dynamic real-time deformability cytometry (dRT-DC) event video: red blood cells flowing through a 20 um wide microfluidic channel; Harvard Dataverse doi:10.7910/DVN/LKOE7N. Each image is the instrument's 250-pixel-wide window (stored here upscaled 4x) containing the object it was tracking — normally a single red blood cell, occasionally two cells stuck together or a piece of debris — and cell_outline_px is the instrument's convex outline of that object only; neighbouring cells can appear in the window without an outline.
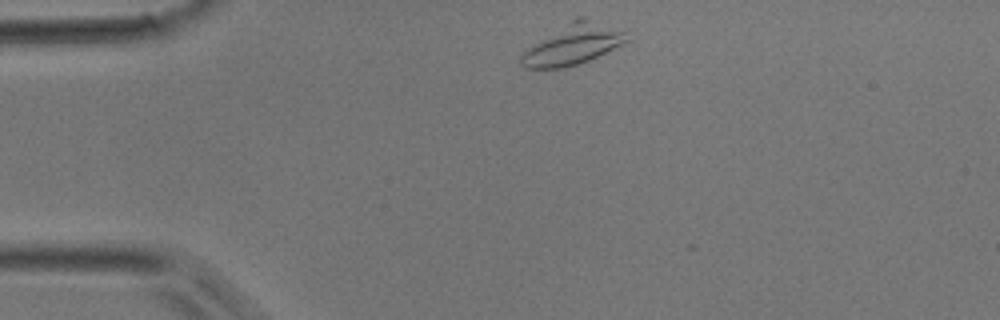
{"species": "common noctule bat (a hibernating species)", "species_latin": "Nyctalus noctula", "temperature_condition": "room temperature", "stored_images_in_passage": 18, "camera_frame_rate_fps": 3000, "um_per_image_px": 0.085, "animal": {"sex": "male", "body_mass_g": 17.9}, "frame": {"image": 1, "passage_image": 1, "time_ms": 0.0, "image_size_px": [1000, 320], "cell_outline_px": [[632, 40], [624, 44], [588, 60], [564, 68], [524, 68], [520, 64], [520, 52], [576, 16], [584, 16], [624, 32]], "centroid_in_image_um": [48.67, 3.77], "position_along_channel_um": 36.3, "area_um2": 24.91}}
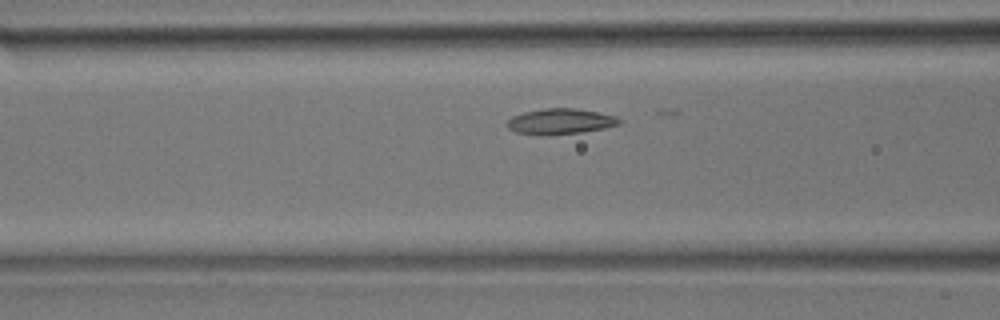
{"frame": {"image": 2, "passage_image": 9, "time_ms": 2.667, "image_size_px": [1000, 320], "cell_outline_px": [[624, 120], [620, 124], [604, 128], [580, 132], [548, 136], [540, 136], [516, 132], [508, 128], [508, 120], [512, 116], [524, 112], [544, 108], [572, 108], [600, 112], [616, 116]], "centroid_in_image_um": [47.65, 10.33], "position_along_channel_um": 119.0, "area_um2": 16.94}}
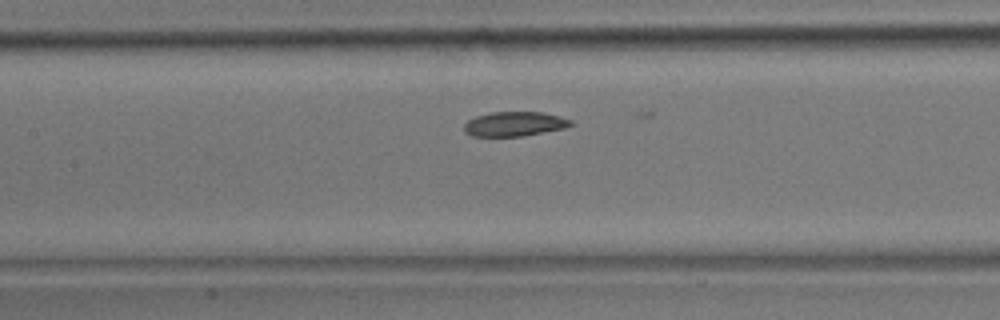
{"frame": {"image": 3, "passage_image": 12, "time_ms": 3.667, "image_size_px": [1000, 320], "cell_outline_px": [[572, 124], [564, 128], [524, 136], [472, 136], [464, 132], [464, 124], [468, 120], [476, 116], [488, 112], [544, 112], [560, 116], [572, 120]], "centroid_in_image_um": [43.71, 10.53], "position_along_channel_um": 163.7, "area_um2": 15.32}}